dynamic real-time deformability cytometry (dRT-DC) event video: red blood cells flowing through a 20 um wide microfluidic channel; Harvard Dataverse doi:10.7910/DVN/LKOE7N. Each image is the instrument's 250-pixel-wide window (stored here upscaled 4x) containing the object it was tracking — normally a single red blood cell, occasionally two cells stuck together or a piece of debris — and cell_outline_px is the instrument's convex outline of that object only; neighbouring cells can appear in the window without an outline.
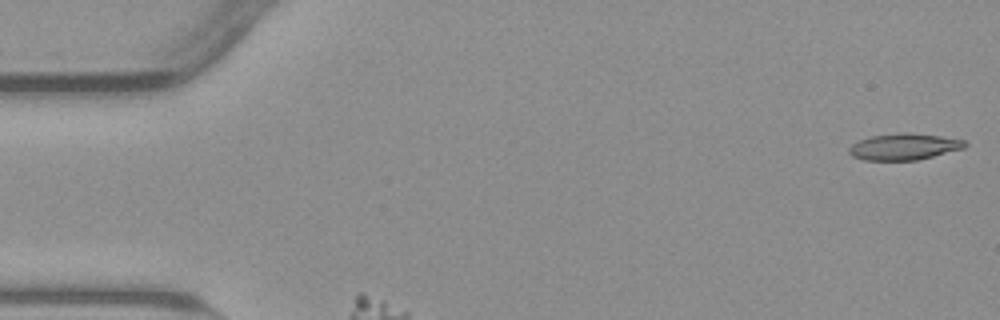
{"species": "common noctule bat (a hibernating species)", "species_latin": "Nyctalus noctula", "temperature_condition": "warm", "stored_images_in_passage": 32, "camera_frame_rate_fps": 3000, "um_per_image_px": 0.085, "animal": {"sex": "male", "body_mass_g": 23.1, "forearm_length_mm": 52.7}, "frame": {"image": 1, "passage_image": 1, "time_ms": 0.0, "image_size_px": [1000, 320], "cell_outline_px": [[968, 144], [964, 148], [916, 160], [864, 160], [852, 156], [848, 152], [848, 148], [852, 144], [860, 140], [872, 136], [900, 132], [904, 132], [940, 136], [964, 140]], "centroid_in_image_um": [76.82, 12.47], "position_along_channel_um": 8.2, "area_um2": 17.69}}
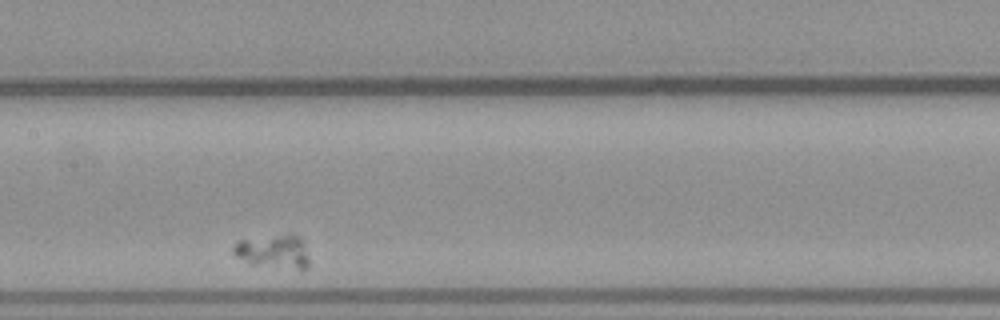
{"frame": {"image": 2, "passage_image": 15, "time_ms": 4.667, "image_size_px": [1000, 320], "cell_outline_px": [[308, 268], [300, 272], [248, 264], [236, 256], [232, 252], [232, 248], [240, 240], [292, 232], [300, 236], [304, 244], [308, 256]], "centroid_in_image_um": [23.3, 21.41], "position_along_channel_um": 184.1, "area_um2": 15.72}}
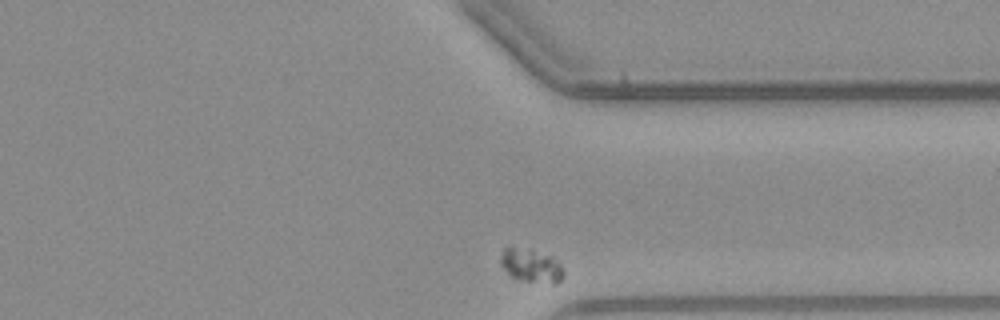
{"frame": {"image": 3, "passage_image": 32, "time_ms": 10.333, "image_size_px": [1000, 320], "cell_outline_px": [[564, 276], [556, 284], [552, 284], [524, 280], [512, 276], [500, 264], [500, 256], [504, 248], [532, 248], [552, 256], [560, 264], [564, 272]], "centroid_in_image_um": [45.18, 22.56], "position_along_channel_um": 366.2, "area_um2": 12.31}}